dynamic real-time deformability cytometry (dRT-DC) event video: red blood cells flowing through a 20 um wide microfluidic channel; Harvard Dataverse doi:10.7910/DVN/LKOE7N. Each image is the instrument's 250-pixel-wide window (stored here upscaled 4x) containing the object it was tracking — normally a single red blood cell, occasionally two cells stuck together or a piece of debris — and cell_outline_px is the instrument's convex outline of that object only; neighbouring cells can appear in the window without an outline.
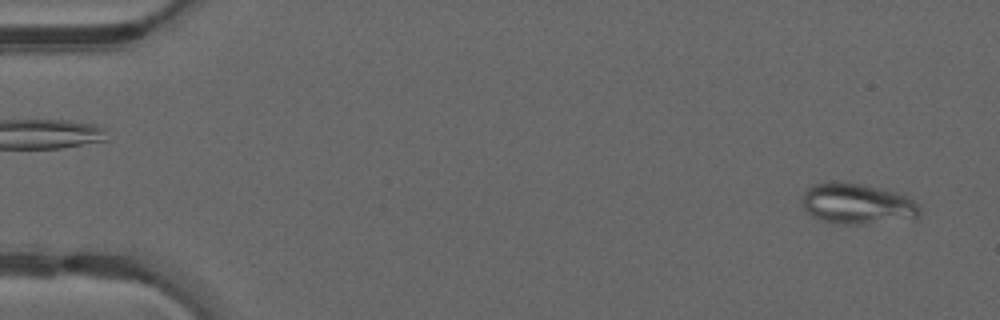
{"species": "common noctule bat (a hibernating species)", "species_latin": "Nyctalus noctula", "temperature_condition": "warm", "stored_images_in_passage": 48, "camera_frame_rate_fps": 3000, "um_per_image_px": 0.085, "animal": {"sex": "male", "forearm_length_mm": 52.5}, "frame": {"image": 1, "passage_image": 2, "time_ms": 0.333, "image_size_px": [1000, 320], "cell_outline_px": [[924, 212], [920, 216], [864, 224], [844, 224], [820, 220], [812, 216], [804, 208], [800, 200], [804, 192], [812, 184], [828, 180], [832, 180], [860, 184], [880, 188], [896, 192], [908, 196]], "centroid_in_image_um": [72.81, 17.29], "position_along_channel_um": 12.2, "area_um2": 27.98}}
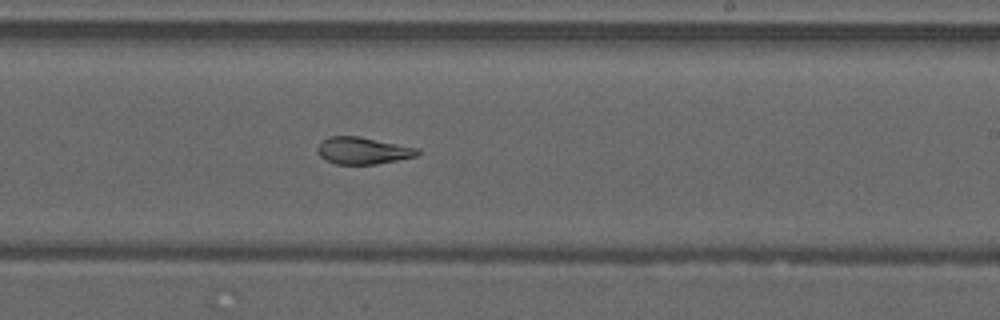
{"frame": {"image": 2, "passage_image": 29, "time_ms": 9.333, "image_size_px": [1000, 320], "cell_outline_px": [[420, 152], [416, 156], [376, 164], [336, 164], [324, 160], [320, 156], [316, 148], [328, 136], [360, 136], [420, 148]], "centroid_in_image_um": [30.85, 12.8], "position_along_channel_um": 258.2, "area_um2": 15.78}}
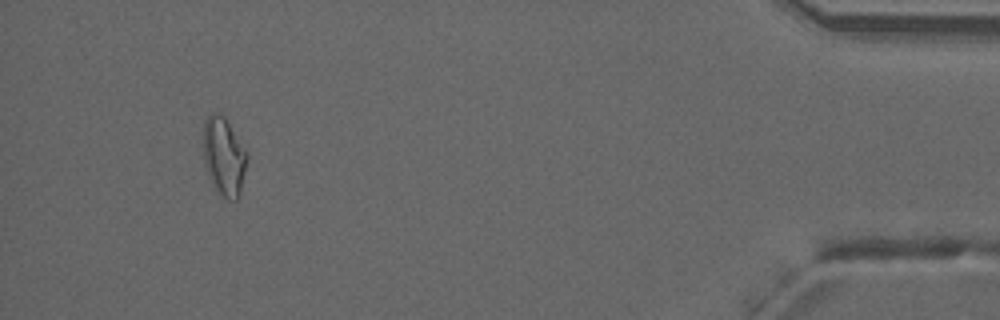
{"frame": {"image": 3, "passage_image": 45, "time_ms": 14.667, "image_size_px": [1000, 320], "cell_outline_px": [[248, 156], [240, 196], [236, 200], [228, 200], [216, 192], [212, 188], [204, 164], [204, 120], [212, 112], [216, 112], [224, 116], [248, 152]], "centroid_in_image_um": [19.04, 13.34], "position_along_channel_um": 416.2, "area_um2": 20.35}, "authors_computed_cell_mechanics": {"area_um2": 18.7561, "velocity_mm_per_s": 4.2178, "shape_relaxation_time_tau1_ms": null, "shape_relaxation_time_tau2_ms": 2.3598, "deformation_change_tau1": null, "deformation_change_tau2": 0.0957}}